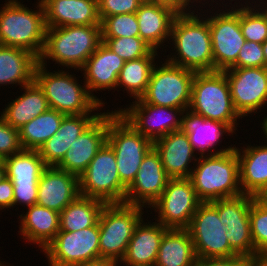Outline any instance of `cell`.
<instances>
[{
  "instance_id": "6da1fadb",
  "label": "cell",
  "mask_w": 267,
  "mask_h": 266,
  "mask_svg": "<svg viewBox=\"0 0 267 266\" xmlns=\"http://www.w3.org/2000/svg\"><path fill=\"white\" fill-rule=\"evenodd\" d=\"M169 44L174 52L163 56L168 62L195 72L214 71L209 21L198 9L176 15Z\"/></svg>"
},
{
  "instance_id": "7a4b0ae2",
  "label": "cell",
  "mask_w": 267,
  "mask_h": 266,
  "mask_svg": "<svg viewBox=\"0 0 267 266\" xmlns=\"http://www.w3.org/2000/svg\"><path fill=\"white\" fill-rule=\"evenodd\" d=\"M101 42V25L47 28L45 45L39 57V63L47 67L52 60V63L58 64V68L64 69L65 67L66 69L67 67L79 73Z\"/></svg>"
},
{
  "instance_id": "3957f363",
  "label": "cell",
  "mask_w": 267,
  "mask_h": 266,
  "mask_svg": "<svg viewBox=\"0 0 267 266\" xmlns=\"http://www.w3.org/2000/svg\"><path fill=\"white\" fill-rule=\"evenodd\" d=\"M34 7L29 9L23 0H5L0 7V45L27 50L39 59L47 27L42 2L37 0Z\"/></svg>"
},
{
  "instance_id": "277c9868",
  "label": "cell",
  "mask_w": 267,
  "mask_h": 266,
  "mask_svg": "<svg viewBox=\"0 0 267 266\" xmlns=\"http://www.w3.org/2000/svg\"><path fill=\"white\" fill-rule=\"evenodd\" d=\"M48 68L51 67L38 62L34 80L43 89L50 109H55L64 115L102 114L106 111L90 95L84 80L83 83L79 81L74 71L72 73L69 69L57 68L51 72Z\"/></svg>"
},
{
  "instance_id": "5b68a950",
  "label": "cell",
  "mask_w": 267,
  "mask_h": 266,
  "mask_svg": "<svg viewBox=\"0 0 267 266\" xmlns=\"http://www.w3.org/2000/svg\"><path fill=\"white\" fill-rule=\"evenodd\" d=\"M189 179L202 202L243 194L235 148L227 153L199 156Z\"/></svg>"
},
{
  "instance_id": "8992f818",
  "label": "cell",
  "mask_w": 267,
  "mask_h": 266,
  "mask_svg": "<svg viewBox=\"0 0 267 266\" xmlns=\"http://www.w3.org/2000/svg\"><path fill=\"white\" fill-rule=\"evenodd\" d=\"M213 5L201 4L197 6V9L209 21L214 71H223L237 61L246 39L240 28V1L234 4L229 3V5L227 3ZM208 7L210 9H207Z\"/></svg>"
},
{
  "instance_id": "52a82bcc",
  "label": "cell",
  "mask_w": 267,
  "mask_h": 266,
  "mask_svg": "<svg viewBox=\"0 0 267 266\" xmlns=\"http://www.w3.org/2000/svg\"><path fill=\"white\" fill-rule=\"evenodd\" d=\"M188 110L204 118L225 123L235 133L242 119L234 108L228 79L223 71L195 73Z\"/></svg>"
},
{
  "instance_id": "ba28073f",
  "label": "cell",
  "mask_w": 267,
  "mask_h": 266,
  "mask_svg": "<svg viewBox=\"0 0 267 266\" xmlns=\"http://www.w3.org/2000/svg\"><path fill=\"white\" fill-rule=\"evenodd\" d=\"M148 209L126 203L105 204L98 225L100 234V258L119 263L124 257L128 244L138 223ZM143 215V216H142Z\"/></svg>"
},
{
  "instance_id": "9c48e42d",
  "label": "cell",
  "mask_w": 267,
  "mask_h": 266,
  "mask_svg": "<svg viewBox=\"0 0 267 266\" xmlns=\"http://www.w3.org/2000/svg\"><path fill=\"white\" fill-rule=\"evenodd\" d=\"M158 63L156 62L153 67L145 93L132 103H148L188 110L196 72L174 65L162 57Z\"/></svg>"
},
{
  "instance_id": "30bf717a",
  "label": "cell",
  "mask_w": 267,
  "mask_h": 266,
  "mask_svg": "<svg viewBox=\"0 0 267 266\" xmlns=\"http://www.w3.org/2000/svg\"><path fill=\"white\" fill-rule=\"evenodd\" d=\"M107 143L114 150L120 180L128 188L144 157L153 148V141L139 133L118 112L108 109Z\"/></svg>"
},
{
  "instance_id": "8fae6325",
  "label": "cell",
  "mask_w": 267,
  "mask_h": 266,
  "mask_svg": "<svg viewBox=\"0 0 267 266\" xmlns=\"http://www.w3.org/2000/svg\"><path fill=\"white\" fill-rule=\"evenodd\" d=\"M79 191L106 204L124 203L127 187L120 180L114 150L107 142L79 176Z\"/></svg>"
},
{
  "instance_id": "7c38bea8",
  "label": "cell",
  "mask_w": 267,
  "mask_h": 266,
  "mask_svg": "<svg viewBox=\"0 0 267 266\" xmlns=\"http://www.w3.org/2000/svg\"><path fill=\"white\" fill-rule=\"evenodd\" d=\"M192 238L198 259L239 256L229 245L228 227L221 224L218 210L210 202H202L186 228Z\"/></svg>"
},
{
  "instance_id": "4fadbf2b",
  "label": "cell",
  "mask_w": 267,
  "mask_h": 266,
  "mask_svg": "<svg viewBox=\"0 0 267 266\" xmlns=\"http://www.w3.org/2000/svg\"><path fill=\"white\" fill-rule=\"evenodd\" d=\"M201 203L189 178L169 179L148 212L154 210V220L167 228L186 229Z\"/></svg>"
},
{
  "instance_id": "5bb4252c",
  "label": "cell",
  "mask_w": 267,
  "mask_h": 266,
  "mask_svg": "<svg viewBox=\"0 0 267 266\" xmlns=\"http://www.w3.org/2000/svg\"><path fill=\"white\" fill-rule=\"evenodd\" d=\"M98 223L74 232H58L42 251L49 266H74L100 258Z\"/></svg>"
},
{
  "instance_id": "9a60e30c",
  "label": "cell",
  "mask_w": 267,
  "mask_h": 266,
  "mask_svg": "<svg viewBox=\"0 0 267 266\" xmlns=\"http://www.w3.org/2000/svg\"><path fill=\"white\" fill-rule=\"evenodd\" d=\"M223 72L234 108L242 118L267 108V67L228 68Z\"/></svg>"
},
{
  "instance_id": "2e32d148",
  "label": "cell",
  "mask_w": 267,
  "mask_h": 266,
  "mask_svg": "<svg viewBox=\"0 0 267 266\" xmlns=\"http://www.w3.org/2000/svg\"><path fill=\"white\" fill-rule=\"evenodd\" d=\"M124 107L116 108L115 111L153 142L170 132L182 129L184 111L180 108L131 102Z\"/></svg>"
},
{
  "instance_id": "e0dca14e",
  "label": "cell",
  "mask_w": 267,
  "mask_h": 266,
  "mask_svg": "<svg viewBox=\"0 0 267 266\" xmlns=\"http://www.w3.org/2000/svg\"><path fill=\"white\" fill-rule=\"evenodd\" d=\"M182 130L187 133L189 141L198 156L227 153L233 150L237 144L236 142L235 144L231 143L228 147L220 146L223 138L225 139L223 136L226 134L230 137H233V134L238 135L227 124L204 118L190 110H185L182 114Z\"/></svg>"
},
{
  "instance_id": "ac0fdd59",
  "label": "cell",
  "mask_w": 267,
  "mask_h": 266,
  "mask_svg": "<svg viewBox=\"0 0 267 266\" xmlns=\"http://www.w3.org/2000/svg\"><path fill=\"white\" fill-rule=\"evenodd\" d=\"M169 179L161 157L153 147L139 166L135 180L127 188L124 203L149 208L161 196Z\"/></svg>"
},
{
  "instance_id": "d6986e66",
  "label": "cell",
  "mask_w": 267,
  "mask_h": 266,
  "mask_svg": "<svg viewBox=\"0 0 267 266\" xmlns=\"http://www.w3.org/2000/svg\"><path fill=\"white\" fill-rule=\"evenodd\" d=\"M125 64L119 55L109 49L103 42L97 50L87 59L85 65L79 70L90 95L105 109L103 98L95 95L97 91H116L118 76ZM95 91V94H94Z\"/></svg>"
},
{
  "instance_id": "ffe728a7",
  "label": "cell",
  "mask_w": 267,
  "mask_h": 266,
  "mask_svg": "<svg viewBox=\"0 0 267 266\" xmlns=\"http://www.w3.org/2000/svg\"><path fill=\"white\" fill-rule=\"evenodd\" d=\"M108 110L104 111L77 139L57 168L80 176L107 142Z\"/></svg>"
},
{
  "instance_id": "44dd1931",
  "label": "cell",
  "mask_w": 267,
  "mask_h": 266,
  "mask_svg": "<svg viewBox=\"0 0 267 266\" xmlns=\"http://www.w3.org/2000/svg\"><path fill=\"white\" fill-rule=\"evenodd\" d=\"M153 147L159 153L166 175L170 179L190 177L199 157L187 133L182 129L170 132L155 140Z\"/></svg>"
},
{
  "instance_id": "7402d4cb",
  "label": "cell",
  "mask_w": 267,
  "mask_h": 266,
  "mask_svg": "<svg viewBox=\"0 0 267 266\" xmlns=\"http://www.w3.org/2000/svg\"><path fill=\"white\" fill-rule=\"evenodd\" d=\"M79 195L78 176L47 166L38 181L36 204L60 213Z\"/></svg>"
},
{
  "instance_id": "603a6c76",
  "label": "cell",
  "mask_w": 267,
  "mask_h": 266,
  "mask_svg": "<svg viewBox=\"0 0 267 266\" xmlns=\"http://www.w3.org/2000/svg\"><path fill=\"white\" fill-rule=\"evenodd\" d=\"M47 28L101 25L97 0H40Z\"/></svg>"
},
{
  "instance_id": "cb8c5ba5",
  "label": "cell",
  "mask_w": 267,
  "mask_h": 266,
  "mask_svg": "<svg viewBox=\"0 0 267 266\" xmlns=\"http://www.w3.org/2000/svg\"><path fill=\"white\" fill-rule=\"evenodd\" d=\"M176 15L177 13L168 7L143 2L136 11L139 37L154 50L161 51L162 55V52L167 50L165 43L170 42L171 28Z\"/></svg>"
},
{
  "instance_id": "d4e9b609",
  "label": "cell",
  "mask_w": 267,
  "mask_h": 266,
  "mask_svg": "<svg viewBox=\"0 0 267 266\" xmlns=\"http://www.w3.org/2000/svg\"><path fill=\"white\" fill-rule=\"evenodd\" d=\"M20 214L17 216L20 239L28 245H38L36 248L42 252L60 231V213L35 204Z\"/></svg>"
},
{
  "instance_id": "484cf974",
  "label": "cell",
  "mask_w": 267,
  "mask_h": 266,
  "mask_svg": "<svg viewBox=\"0 0 267 266\" xmlns=\"http://www.w3.org/2000/svg\"><path fill=\"white\" fill-rule=\"evenodd\" d=\"M147 221V222H146ZM168 228L161 223L143 218L134 230L126 253L117 266H155L161 240Z\"/></svg>"
},
{
  "instance_id": "4316f807",
  "label": "cell",
  "mask_w": 267,
  "mask_h": 266,
  "mask_svg": "<svg viewBox=\"0 0 267 266\" xmlns=\"http://www.w3.org/2000/svg\"><path fill=\"white\" fill-rule=\"evenodd\" d=\"M101 114L66 115L57 131L37 150L46 166H57L65 156L69 146Z\"/></svg>"
},
{
  "instance_id": "83f0119b",
  "label": "cell",
  "mask_w": 267,
  "mask_h": 266,
  "mask_svg": "<svg viewBox=\"0 0 267 266\" xmlns=\"http://www.w3.org/2000/svg\"><path fill=\"white\" fill-rule=\"evenodd\" d=\"M246 146V147H245ZM241 149H240V148ZM235 146L243 194L256 196L267 184V144Z\"/></svg>"
},
{
  "instance_id": "f1b7e54d",
  "label": "cell",
  "mask_w": 267,
  "mask_h": 266,
  "mask_svg": "<svg viewBox=\"0 0 267 266\" xmlns=\"http://www.w3.org/2000/svg\"><path fill=\"white\" fill-rule=\"evenodd\" d=\"M18 89L23 91L22 94L11 99L0 111L4 121L16 129L49 109L44 91L35 80Z\"/></svg>"
},
{
  "instance_id": "f546056e",
  "label": "cell",
  "mask_w": 267,
  "mask_h": 266,
  "mask_svg": "<svg viewBox=\"0 0 267 266\" xmlns=\"http://www.w3.org/2000/svg\"><path fill=\"white\" fill-rule=\"evenodd\" d=\"M38 62L39 59L27 50L0 45V87L19 85L21 88L30 84Z\"/></svg>"
},
{
  "instance_id": "4dcf8cb0",
  "label": "cell",
  "mask_w": 267,
  "mask_h": 266,
  "mask_svg": "<svg viewBox=\"0 0 267 266\" xmlns=\"http://www.w3.org/2000/svg\"><path fill=\"white\" fill-rule=\"evenodd\" d=\"M197 259L189 231L168 228L161 240L155 266H195Z\"/></svg>"
},
{
  "instance_id": "1f68e13d",
  "label": "cell",
  "mask_w": 267,
  "mask_h": 266,
  "mask_svg": "<svg viewBox=\"0 0 267 266\" xmlns=\"http://www.w3.org/2000/svg\"><path fill=\"white\" fill-rule=\"evenodd\" d=\"M159 53L153 49L147 56L125 61L118 76L116 91L119 93L118 89L122 88L124 90L120 91H126L124 93L129 94L130 99H139L147 89L155 62H158V58L162 57Z\"/></svg>"
},
{
  "instance_id": "d6a6232c",
  "label": "cell",
  "mask_w": 267,
  "mask_h": 266,
  "mask_svg": "<svg viewBox=\"0 0 267 266\" xmlns=\"http://www.w3.org/2000/svg\"><path fill=\"white\" fill-rule=\"evenodd\" d=\"M105 202L79 195L60 212V231L74 232L98 223Z\"/></svg>"
},
{
  "instance_id": "836d02e7",
  "label": "cell",
  "mask_w": 267,
  "mask_h": 266,
  "mask_svg": "<svg viewBox=\"0 0 267 266\" xmlns=\"http://www.w3.org/2000/svg\"><path fill=\"white\" fill-rule=\"evenodd\" d=\"M6 176L13 184H38L47 167L37 150L22 149L3 159Z\"/></svg>"
},
{
  "instance_id": "e575fe53",
  "label": "cell",
  "mask_w": 267,
  "mask_h": 266,
  "mask_svg": "<svg viewBox=\"0 0 267 266\" xmlns=\"http://www.w3.org/2000/svg\"><path fill=\"white\" fill-rule=\"evenodd\" d=\"M66 115L55 109H48L19 130V139L23 149L38 150L54 133H57Z\"/></svg>"
},
{
  "instance_id": "d590c367",
  "label": "cell",
  "mask_w": 267,
  "mask_h": 266,
  "mask_svg": "<svg viewBox=\"0 0 267 266\" xmlns=\"http://www.w3.org/2000/svg\"><path fill=\"white\" fill-rule=\"evenodd\" d=\"M244 1H240L242 35L246 41L262 44L267 39V13L255 0Z\"/></svg>"
},
{
  "instance_id": "8d00e7d4",
  "label": "cell",
  "mask_w": 267,
  "mask_h": 266,
  "mask_svg": "<svg viewBox=\"0 0 267 266\" xmlns=\"http://www.w3.org/2000/svg\"><path fill=\"white\" fill-rule=\"evenodd\" d=\"M254 196L242 194L237 197L223 198L210 203L218 210L221 224L250 223L249 213Z\"/></svg>"
},
{
  "instance_id": "74e56055",
  "label": "cell",
  "mask_w": 267,
  "mask_h": 266,
  "mask_svg": "<svg viewBox=\"0 0 267 266\" xmlns=\"http://www.w3.org/2000/svg\"><path fill=\"white\" fill-rule=\"evenodd\" d=\"M254 256L267 254V205L253 198L249 213Z\"/></svg>"
},
{
  "instance_id": "f35d334b",
  "label": "cell",
  "mask_w": 267,
  "mask_h": 266,
  "mask_svg": "<svg viewBox=\"0 0 267 266\" xmlns=\"http://www.w3.org/2000/svg\"><path fill=\"white\" fill-rule=\"evenodd\" d=\"M102 42L125 61L142 58L153 50V48L139 36L102 38Z\"/></svg>"
},
{
  "instance_id": "ab89813d",
  "label": "cell",
  "mask_w": 267,
  "mask_h": 266,
  "mask_svg": "<svg viewBox=\"0 0 267 266\" xmlns=\"http://www.w3.org/2000/svg\"><path fill=\"white\" fill-rule=\"evenodd\" d=\"M102 38L139 36L136 13L118 14L106 17L101 22Z\"/></svg>"
},
{
  "instance_id": "60d3db41",
  "label": "cell",
  "mask_w": 267,
  "mask_h": 266,
  "mask_svg": "<svg viewBox=\"0 0 267 266\" xmlns=\"http://www.w3.org/2000/svg\"><path fill=\"white\" fill-rule=\"evenodd\" d=\"M230 247L239 255L246 258L254 256L250 223L228 224L226 232Z\"/></svg>"
},
{
  "instance_id": "b9f144b4",
  "label": "cell",
  "mask_w": 267,
  "mask_h": 266,
  "mask_svg": "<svg viewBox=\"0 0 267 266\" xmlns=\"http://www.w3.org/2000/svg\"><path fill=\"white\" fill-rule=\"evenodd\" d=\"M265 67L262 44L246 41L239 52L237 61L230 68Z\"/></svg>"
},
{
  "instance_id": "7bdbcfd3",
  "label": "cell",
  "mask_w": 267,
  "mask_h": 266,
  "mask_svg": "<svg viewBox=\"0 0 267 266\" xmlns=\"http://www.w3.org/2000/svg\"><path fill=\"white\" fill-rule=\"evenodd\" d=\"M23 148L19 139V130L4 121L0 115V159L14 155Z\"/></svg>"
},
{
  "instance_id": "ee69618b",
  "label": "cell",
  "mask_w": 267,
  "mask_h": 266,
  "mask_svg": "<svg viewBox=\"0 0 267 266\" xmlns=\"http://www.w3.org/2000/svg\"><path fill=\"white\" fill-rule=\"evenodd\" d=\"M101 22L108 16L136 13L143 0H97Z\"/></svg>"
},
{
  "instance_id": "f6af8a7d",
  "label": "cell",
  "mask_w": 267,
  "mask_h": 266,
  "mask_svg": "<svg viewBox=\"0 0 267 266\" xmlns=\"http://www.w3.org/2000/svg\"><path fill=\"white\" fill-rule=\"evenodd\" d=\"M13 193L14 208L18 205L28 208L36 204L38 184H13Z\"/></svg>"
},
{
  "instance_id": "bcb514c9",
  "label": "cell",
  "mask_w": 267,
  "mask_h": 266,
  "mask_svg": "<svg viewBox=\"0 0 267 266\" xmlns=\"http://www.w3.org/2000/svg\"><path fill=\"white\" fill-rule=\"evenodd\" d=\"M143 1L168 7L177 14H185L197 9V6L193 2V0H143Z\"/></svg>"
},
{
  "instance_id": "7dc6e473",
  "label": "cell",
  "mask_w": 267,
  "mask_h": 266,
  "mask_svg": "<svg viewBox=\"0 0 267 266\" xmlns=\"http://www.w3.org/2000/svg\"><path fill=\"white\" fill-rule=\"evenodd\" d=\"M14 208V193H13V183L11 180L5 176L0 181V212L13 210Z\"/></svg>"
},
{
  "instance_id": "c3c4849f",
  "label": "cell",
  "mask_w": 267,
  "mask_h": 266,
  "mask_svg": "<svg viewBox=\"0 0 267 266\" xmlns=\"http://www.w3.org/2000/svg\"><path fill=\"white\" fill-rule=\"evenodd\" d=\"M247 260L243 256L197 259L195 266H246Z\"/></svg>"
},
{
  "instance_id": "681fc988",
  "label": "cell",
  "mask_w": 267,
  "mask_h": 266,
  "mask_svg": "<svg viewBox=\"0 0 267 266\" xmlns=\"http://www.w3.org/2000/svg\"><path fill=\"white\" fill-rule=\"evenodd\" d=\"M117 265L118 263H116L115 261L104 258H98L74 266H117Z\"/></svg>"
},
{
  "instance_id": "f907efd6",
  "label": "cell",
  "mask_w": 267,
  "mask_h": 266,
  "mask_svg": "<svg viewBox=\"0 0 267 266\" xmlns=\"http://www.w3.org/2000/svg\"><path fill=\"white\" fill-rule=\"evenodd\" d=\"M246 266H267V254H256L248 258Z\"/></svg>"
},
{
  "instance_id": "816d5d0a",
  "label": "cell",
  "mask_w": 267,
  "mask_h": 266,
  "mask_svg": "<svg viewBox=\"0 0 267 266\" xmlns=\"http://www.w3.org/2000/svg\"><path fill=\"white\" fill-rule=\"evenodd\" d=\"M220 1V2H219ZM228 1V2H227ZM233 1H239V0H226V3L229 4V3H232ZM242 1V0H240ZM244 1V0H243ZM193 2L198 6V5H201V4H208L210 2V4H222L223 2L225 3V0H193Z\"/></svg>"
},
{
  "instance_id": "f5cc1de1",
  "label": "cell",
  "mask_w": 267,
  "mask_h": 266,
  "mask_svg": "<svg viewBox=\"0 0 267 266\" xmlns=\"http://www.w3.org/2000/svg\"><path fill=\"white\" fill-rule=\"evenodd\" d=\"M255 199L267 205V184L255 196Z\"/></svg>"
},
{
  "instance_id": "db71d44e",
  "label": "cell",
  "mask_w": 267,
  "mask_h": 266,
  "mask_svg": "<svg viewBox=\"0 0 267 266\" xmlns=\"http://www.w3.org/2000/svg\"><path fill=\"white\" fill-rule=\"evenodd\" d=\"M263 120L260 121V128H261V133L263 134V137L265 136V140L263 139V143H266L267 144V115L265 114L264 117L262 118ZM263 130V131H262Z\"/></svg>"
},
{
  "instance_id": "11a10c76",
  "label": "cell",
  "mask_w": 267,
  "mask_h": 266,
  "mask_svg": "<svg viewBox=\"0 0 267 266\" xmlns=\"http://www.w3.org/2000/svg\"><path fill=\"white\" fill-rule=\"evenodd\" d=\"M6 176V169L3 160L0 159V181Z\"/></svg>"
},
{
  "instance_id": "9f6ffc18",
  "label": "cell",
  "mask_w": 267,
  "mask_h": 266,
  "mask_svg": "<svg viewBox=\"0 0 267 266\" xmlns=\"http://www.w3.org/2000/svg\"><path fill=\"white\" fill-rule=\"evenodd\" d=\"M262 49L265 57V67H267V39L262 43Z\"/></svg>"
},
{
  "instance_id": "6f0895ef",
  "label": "cell",
  "mask_w": 267,
  "mask_h": 266,
  "mask_svg": "<svg viewBox=\"0 0 267 266\" xmlns=\"http://www.w3.org/2000/svg\"><path fill=\"white\" fill-rule=\"evenodd\" d=\"M262 8L263 10L267 13V0H255Z\"/></svg>"
},
{
  "instance_id": "680465c9",
  "label": "cell",
  "mask_w": 267,
  "mask_h": 266,
  "mask_svg": "<svg viewBox=\"0 0 267 266\" xmlns=\"http://www.w3.org/2000/svg\"><path fill=\"white\" fill-rule=\"evenodd\" d=\"M6 264H8V265H6ZM10 265V263H5V261H0V266H9ZM10 266H12V265H10Z\"/></svg>"
},
{
  "instance_id": "91938a15",
  "label": "cell",
  "mask_w": 267,
  "mask_h": 266,
  "mask_svg": "<svg viewBox=\"0 0 267 266\" xmlns=\"http://www.w3.org/2000/svg\"><path fill=\"white\" fill-rule=\"evenodd\" d=\"M123 266H140V265H123ZM142 266H150V265H142Z\"/></svg>"
}]
</instances>
